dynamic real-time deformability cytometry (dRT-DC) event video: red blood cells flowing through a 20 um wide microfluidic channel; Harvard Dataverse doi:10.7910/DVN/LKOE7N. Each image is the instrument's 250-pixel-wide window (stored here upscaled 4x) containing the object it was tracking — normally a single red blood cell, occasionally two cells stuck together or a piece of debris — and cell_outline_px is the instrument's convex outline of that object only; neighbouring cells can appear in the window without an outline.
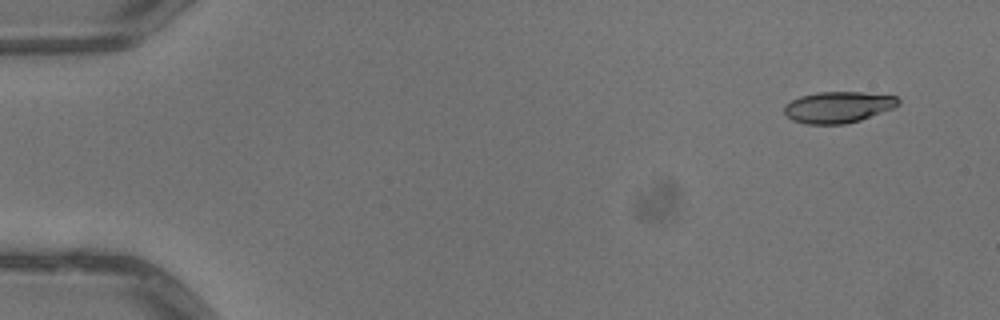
{"species": "common noctule bat (a hibernating species)", "species_latin": "Nyctalus noctula", "temperature_condition": "warm", "stored_images_in_passage": 4, "camera_frame_rate_fps": 3000, "um_per_image_px": 0.085, "animal": {"sex": "male", "body_mass_g": 13.3}, "frame": {"image": 1, "passage_image": 1, "time_ms": 0.0, "image_size_px": [1000, 320], "cell_outline_px": [[900, 104], [892, 108], [860, 120], [844, 124], [804, 124], [792, 120], [784, 112], [784, 104], [800, 96], [816, 92], [860, 92], [896, 96], [900, 100]], "centroid_in_image_um": [71.21, 9.1], "position_along_channel_um": 13.8, "area_um2": 20.75}}
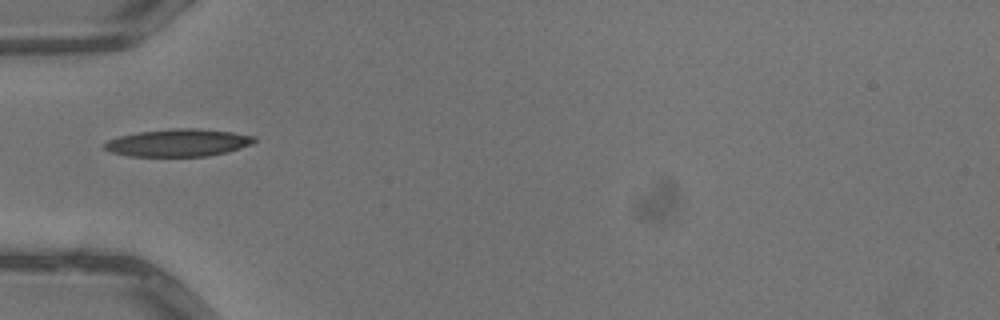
{"frame": {"image": 2, "passage_image": 4, "time_ms": 1.0, "image_size_px": [1000, 320], "cell_outline_px": [[256, 140], [252, 144], [240, 148], [208, 156], [128, 156], [112, 152], [104, 148], [104, 144], [108, 140], [120, 136], [140, 132], [176, 128], [200, 128], [232, 132], [256, 136]], "centroid_in_image_um": [15.18, 12.13], "position_along_channel_um": 69.8, "area_um2": 23.81}}